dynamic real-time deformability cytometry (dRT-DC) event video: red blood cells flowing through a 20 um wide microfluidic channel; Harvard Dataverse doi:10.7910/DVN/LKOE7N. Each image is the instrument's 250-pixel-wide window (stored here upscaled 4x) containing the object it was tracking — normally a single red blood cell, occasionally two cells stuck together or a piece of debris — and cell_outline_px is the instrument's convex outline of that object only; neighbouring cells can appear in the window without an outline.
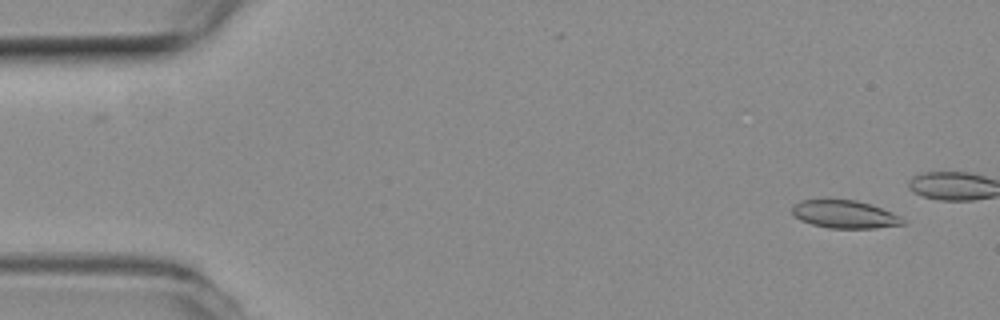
{"species": "common noctule bat (a hibernating species)", "species_latin": "Nyctalus noctula", "temperature_condition": "room temperature", "stored_images_in_passage": 15, "camera_frame_rate_fps": 3000, "um_per_image_px": 0.085, "animal": {"sex": "female", "body_mass_g": 19.3, "forearm_length_mm": 54.1}, "frame": {"image": 1, "passage_image": 3, "time_ms": 0.667, "image_size_px": [1000, 320], "cell_outline_px": [[908, 220], [904, 224], [876, 228], [828, 228], [812, 224], [800, 220], [792, 212], [792, 208], [800, 200], [824, 196], [856, 200], [892, 212]], "centroid_in_image_um": [71.77, 18.17], "position_along_channel_um": 13.2, "area_um2": 18.61}}